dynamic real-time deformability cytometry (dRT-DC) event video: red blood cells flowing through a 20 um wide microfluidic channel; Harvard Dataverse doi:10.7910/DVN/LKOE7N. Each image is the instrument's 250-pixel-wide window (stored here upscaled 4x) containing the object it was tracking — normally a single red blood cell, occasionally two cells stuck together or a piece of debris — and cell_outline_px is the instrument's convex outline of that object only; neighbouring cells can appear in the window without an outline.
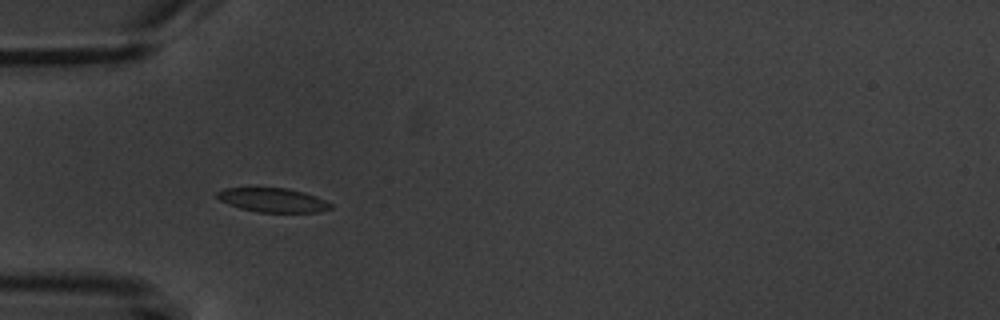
{"species": "common noctule bat (a hibernating species)", "species_latin": "Nyctalus noctula", "temperature_condition": "warm", "stored_images_in_passage": 10, "camera_frame_rate_fps": 3000, "um_per_image_px": 0.085, "animal": {"sex": "male", "body_mass_g": 20.1, "forearm_length_mm": 53.5}, "frame": {"image": 1, "passage_image": 4, "time_ms": 3.667, "image_size_px": [1000, 320], "cell_outline_px": [[332, 208], [320, 212], [260, 212], [240, 208], [228, 204], [220, 200], [216, 196], [216, 192], [224, 188], [288, 188], [304, 192], [316, 196], [332, 204]], "centroid_in_image_um": [23.2, 17.0], "position_along_channel_um": 61.8, "area_um2": 15.9}}
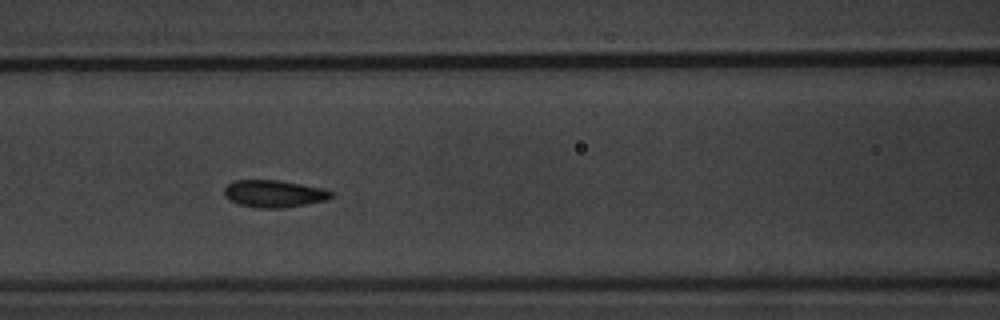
{"frame": {"image": 2, "passage_image": 6, "time_ms": 6.0, "image_size_px": [1000, 320], "cell_outline_px": [[332, 196], [328, 200], [284, 208], [256, 208], [236, 204], [228, 200], [224, 196], [224, 188], [232, 180], [276, 180], [324, 188], [332, 192]], "centroid_in_image_um": [23.25, 16.47], "position_along_channel_um": 143.4, "area_um2": 17.17}}
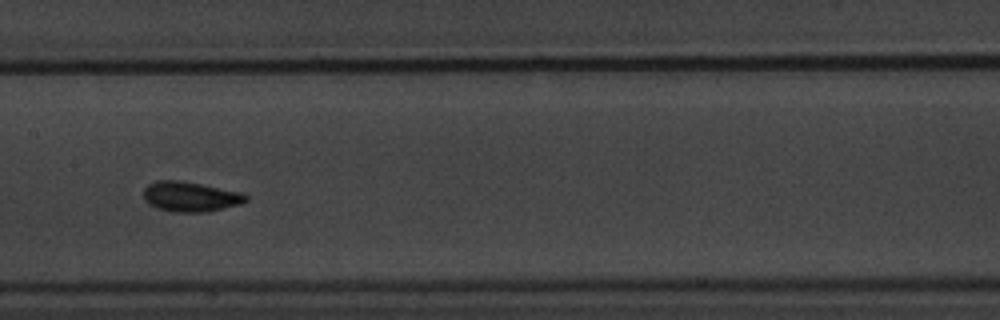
{"frame": {"image": 3, "passage_image": 7, "time_ms": 7.333, "image_size_px": [1000, 320], "cell_outline_px": [[248, 200], [240, 204], [224, 208], [204, 212], [176, 212], [156, 208], [148, 204], [144, 200], [144, 188], [148, 184], [156, 180], [180, 180], [244, 192], [248, 196]], "centroid_in_image_um": [16.19, 16.7], "position_along_channel_um": 191.2, "area_um2": 18.09}}